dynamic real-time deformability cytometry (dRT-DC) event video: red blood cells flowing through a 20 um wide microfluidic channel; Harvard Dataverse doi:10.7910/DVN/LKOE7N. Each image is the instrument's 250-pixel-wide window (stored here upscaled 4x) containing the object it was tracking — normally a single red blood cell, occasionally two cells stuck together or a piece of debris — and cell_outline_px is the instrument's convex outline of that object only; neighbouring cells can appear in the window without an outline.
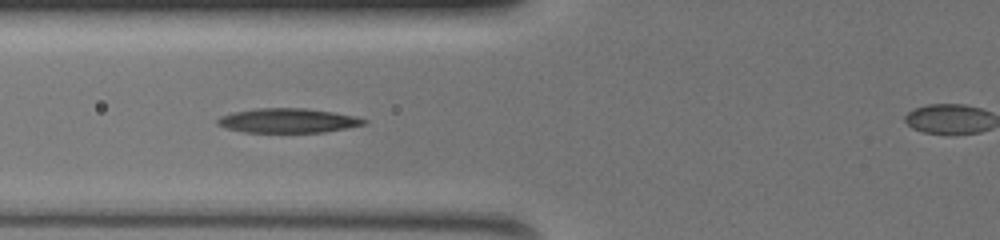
{"species": "common noctule bat (a hibernating species)", "species_latin": "Nyctalus noctula", "temperature_condition": "warm", "stored_images_in_passage": 5, "camera_frame_rate_fps": 3000, "um_per_image_px": 0.085, "animal": {"sex": "female", "body_mass_g": 19.5, "forearm_length_mm": 54.1}, "frame": {"image": 1, "passage_image": 3, "time_ms": 0.667, "image_size_px": [1000, 240], "cell_outline_px": [[368, 124], [348, 128], [324, 132], [244, 132], [228, 128], [216, 124], [216, 120], [220, 116], [232, 112], [256, 108], [308, 108], [356, 116], [368, 120]], "centroid_in_image_um": [24.5, 10.24], "position_along_channel_um": 101.3, "area_um2": 20.98}}